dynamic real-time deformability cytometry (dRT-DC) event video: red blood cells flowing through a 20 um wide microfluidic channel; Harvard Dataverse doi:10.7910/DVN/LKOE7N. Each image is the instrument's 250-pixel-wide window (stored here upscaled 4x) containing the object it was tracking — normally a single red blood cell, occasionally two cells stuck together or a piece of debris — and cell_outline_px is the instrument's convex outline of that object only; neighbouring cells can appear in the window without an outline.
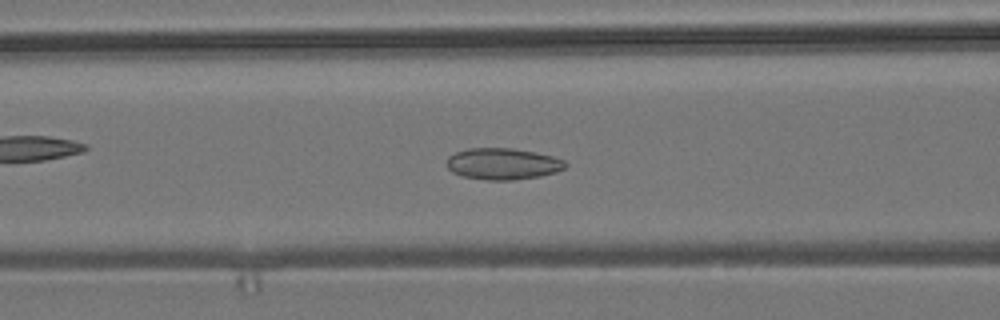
{"species": "common noctule bat (a hibernating species)", "species_latin": "Nyctalus noctula", "temperature_condition": "room temperature", "stored_images_in_passage": 48, "camera_frame_rate_fps": 3000, "um_per_image_px": 0.085, "animal": {"sex": "male", "body_mass_g": 19.2, "forearm_length_mm": 51.8}, "frame": {"image": 1, "passage_image": 23, "time_ms": 7.333, "image_size_px": [1000, 320], "cell_outline_px": [[568, 164], [564, 168], [556, 172], [540, 176], [512, 180], [488, 180], [460, 176], [452, 172], [448, 168], [448, 156], [456, 152], [468, 148], [512, 148], [552, 156], [564, 160]], "centroid_in_image_um": [42.73, 13.93], "position_along_channel_um": 123.9, "area_um2": 21.68}}
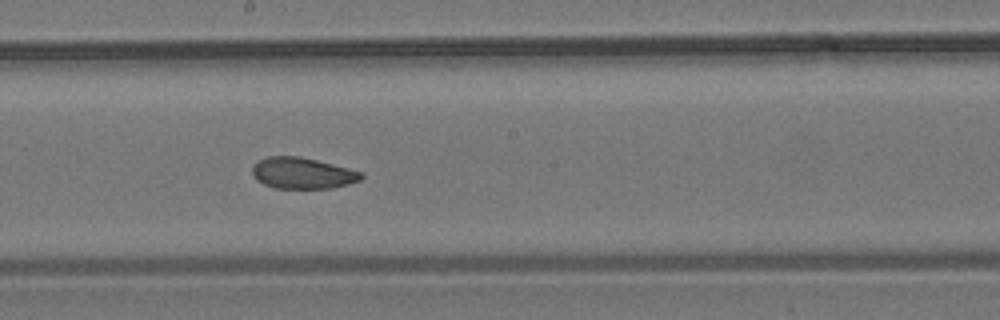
{"frame": {"image": 2, "passage_image": 31, "time_ms": 10.0, "image_size_px": [1000, 320], "cell_outline_px": [[364, 176], [360, 180], [348, 184], [332, 188], [276, 188], [264, 184], [256, 180], [252, 176], [252, 168], [260, 160], [268, 156], [300, 156], [364, 172]], "centroid_in_image_um": [25.72, 14.72], "position_along_channel_um": 222.5, "area_um2": 19.77}}
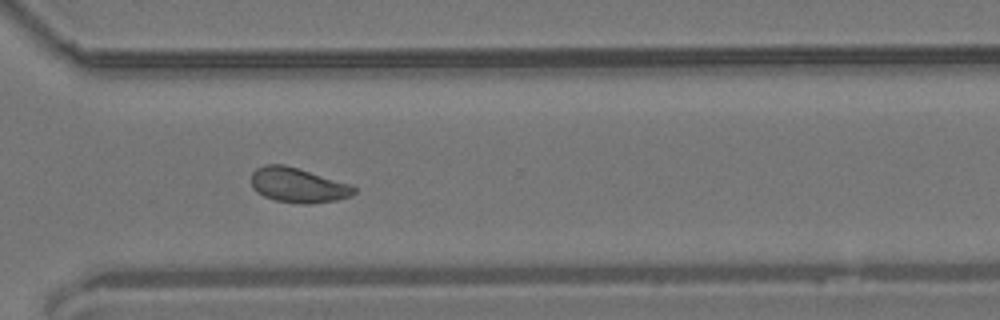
{"frame": {"image": 3, "passage_image": 41, "time_ms": 13.333, "image_size_px": [1000, 320], "cell_outline_px": [[356, 192], [348, 196], [336, 200], [312, 204], [304, 204], [276, 200], [264, 196], [256, 192], [252, 188], [252, 172], [256, 168], [264, 164], [284, 164], [352, 184], [356, 188]], "centroid_in_image_um": [25.32, 15.73], "position_along_channel_um": 345.3, "area_um2": 20.87}, "authors_computed_cell_mechanics": {"area_um2": 21.5883, "velocity_mm_per_s": 3.6958, "shape_relaxation_time_tau1_ms": null, "shape_relaxation_time_tau2_ms": 2.5401, "deformation_change_tau1": null, "deformation_change_tau2": 0.0736}}